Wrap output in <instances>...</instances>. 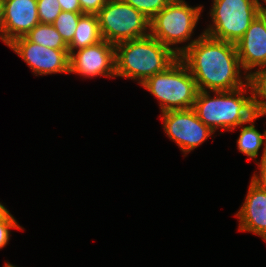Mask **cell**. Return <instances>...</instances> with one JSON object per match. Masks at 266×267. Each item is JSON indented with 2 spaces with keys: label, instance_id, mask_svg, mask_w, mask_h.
Segmentation results:
<instances>
[{
  "label": "cell",
  "instance_id": "4316f807",
  "mask_svg": "<svg viewBox=\"0 0 266 267\" xmlns=\"http://www.w3.org/2000/svg\"><path fill=\"white\" fill-rule=\"evenodd\" d=\"M264 1V3H266V0H263ZM256 2H257V4H258V7H259V10H260V12H266V7H263V3H260L259 2V0H256Z\"/></svg>",
  "mask_w": 266,
  "mask_h": 267
},
{
  "label": "cell",
  "instance_id": "8fae6325",
  "mask_svg": "<svg viewBox=\"0 0 266 267\" xmlns=\"http://www.w3.org/2000/svg\"><path fill=\"white\" fill-rule=\"evenodd\" d=\"M37 0H3L1 40L8 46L39 24Z\"/></svg>",
  "mask_w": 266,
  "mask_h": 267
},
{
  "label": "cell",
  "instance_id": "d4e9b609",
  "mask_svg": "<svg viewBox=\"0 0 266 267\" xmlns=\"http://www.w3.org/2000/svg\"><path fill=\"white\" fill-rule=\"evenodd\" d=\"M3 25V0H0V39Z\"/></svg>",
  "mask_w": 266,
  "mask_h": 267
},
{
  "label": "cell",
  "instance_id": "ffe728a7",
  "mask_svg": "<svg viewBox=\"0 0 266 267\" xmlns=\"http://www.w3.org/2000/svg\"><path fill=\"white\" fill-rule=\"evenodd\" d=\"M39 22L52 24L62 9L58 0H37Z\"/></svg>",
  "mask_w": 266,
  "mask_h": 267
},
{
  "label": "cell",
  "instance_id": "5b68a950",
  "mask_svg": "<svg viewBox=\"0 0 266 267\" xmlns=\"http://www.w3.org/2000/svg\"><path fill=\"white\" fill-rule=\"evenodd\" d=\"M97 16L102 38L114 45L150 35V20L123 0H108Z\"/></svg>",
  "mask_w": 266,
  "mask_h": 267
},
{
  "label": "cell",
  "instance_id": "8992f818",
  "mask_svg": "<svg viewBox=\"0 0 266 267\" xmlns=\"http://www.w3.org/2000/svg\"><path fill=\"white\" fill-rule=\"evenodd\" d=\"M210 11L214 24L209 25L203 33L234 44L261 13L256 0H213Z\"/></svg>",
  "mask_w": 266,
  "mask_h": 267
},
{
  "label": "cell",
  "instance_id": "3957f363",
  "mask_svg": "<svg viewBox=\"0 0 266 267\" xmlns=\"http://www.w3.org/2000/svg\"><path fill=\"white\" fill-rule=\"evenodd\" d=\"M244 93H247L244 86L232 91H216L213 98L208 91H198L193 109L213 132L220 127L233 130L250 123L256 116L252 96Z\"/></svg>",
  "mask_w": 266,
  "mask_h": 267
},
{
  "label": "cell",
  "instance_id": "cb8c5ba5",
  "mask_svg": "<svg viewBox=\"0 0 266 267\" xmlns=\"http://www.w3.org/2000/svg\"><path fill=\"white\" fill-rule=\"evenodd\" d=\"M62 11L81 12L79 0H58Z\"/></svg>",
  "mask_w": 266,
  "mask_h": 267
},
{
  "label": "cell",
  "instance_id": "484cf974",
  "mask_svg": "<svg viewBox=\"0 0 266 267\" xmlns=\"http://www.w3.org/2000/svg\"><path fill=\"white\" fill-rule=\"evenodd\" d=\"M8 213L9 210H7L5 206L0 203V219H3Z\"/></svg>",
  "mask_w": 266,
  "mask_h": 267
},
{
  "label": "cell",
  "instance_id": "ba28073f",
  "mask_svg": "<svg viewBox=\"0 0 266 267\" xmlns=\"http://www.w3.org/2000/svg\"><path fill=\"white\" fill-rule=\"evenodd\" d=\"M161 114L165 133L185 154L201 145L214 133L198 118L193 108L168 110Z\"/></svg>",
  "mask_w": 266,
  "mask_h": 267
},
{
  "label": "cell",
  "instance_id": "d6986e66",
  "mask_svg": "<svg viewBox=\"0 0 266 267\" xmlns=\"http://www.w3.org/2000/svg\"><path fill=\"white\" fill-rule=\"evenodd\" d=\"M140 11L151 20L157 13L165 8L172 0H123Z\"/></svg>",
  "mask_w": 266,
  "mask_h": 267
},
{
  "label": "cell",
  "instance_id": "83f0119b",
  "mask_svg": "<svg viewBox=\"0 0 266 267\" xmlns=\"http://www.w3.org/2000/svg\"><path fill=\"white\" fill-rule=\"evenodd\" d=\"M4 267H16V266H13L12 264H10L9 262H7L6 264H5V266Z\"/></svg>",
  "mask_w": 266,
  "mask_h": 267
},
{
  "label": "cell",
  "instance_id": "52a82bcc",
  "mask_svg": "<svg viewBox=\"0 0 266 267\" xmlns=\"http://www.w3.org/2000/svg\"><path fill=\"white\" fill-rule=\"evenodd\" d=\"M203 6L191 7L185 0H172L150 20V35L177 54L171 45L189 41Z\"/></svg>",
  "mask_w": 266,
  "mask_h": 267
},
{
  "label": "cell",
  "instance_id": "4fadbf2b",
  "mask_svg": "<svg viewBox=\"0 0 266 267\" xmlns=\"http://www.w3.org/2000/svg\"><path fill=\"white\" fill-rule=\"evenodd\" d=\"M236 216L240 231L255 233L266 241V193L252 181Z\"/></svg>",
  "mask_w": 266,
  "mask_h": 267
},
{
  "label": "cell",
  "instance_id": "6da1fadb",
  "mask_svg": "<svg viewBox=\"0 0 266 267\" xmlns=\"http://www.w3.org/2000/svg\"><path fill=\"white\" fill-rule=\"evenodd\" d=\"M177 55L192 74L198 91H232L246 86L240 75L241 65L234 43L202 33Z\"/></svg>",
  "mask_w": 266,
  "mask_h": 267
},
{
  "label": "cell",
  "instance_id": "603a6c76",
  "mask_svg": "<svg viewBox=\"0 0 266 267\" xmlns=\"http://www.w3.org/2000/svg\"><path fill=\"white\" fill-rule=\"evenodd\" d=\"M257 165L260 169V175L254 174L251 181L266 193V159L261 160Z\"/></svg>",
  "mask_w": 266,
  "mask_h": 267
},
{
  "label": "cell",
  "instance_id": "9a60e30c",
  "mask_svg": "<svg viewBox=\"0 0 266 267\" xmlns=\"http://www.w3.org/2000/svg\"><path fill=\"white\" fill-rule=\"evenodd\" d=\"M259 116H255L250 121L249 126L241 127V132L237 140L238 150L249 158L256 159L258 157V151L264 144L261 160L266 159V130L261 134L253 124L254 120ZM265 140V141H264Z\"/></svg>",
  "mask_w": 266,
  "mask_h": 267
},
{
  "label": "cell",
  "instance_id": "44dd1931",
  "mask_svg": "<svg viewBox=\"0 0 266 267\" xmlns=\"http://www.w3.org/2000/svg\"><path fill=\"white\" fill-rule=\"evenodd\" d=\"M11 228L22 229L9 212L3 219H0V249L8 244Z\"/></svg>",
  "mask_w": 266,
  "mask_h": 267
},
{
  "label": "cell",
  "instance_id": "2e32d148",
  "mask_svg": "<svg viewBox=\"0 0 266 267\" xmlns=\"http://www.w3.org/2000/svg\"><path fill=\"white\" fill-rule=\"evenodd\" d=\"M259 68L247 75L245 87L251 89L253 107L256 115L260 117L266 115V65Z\"/></svg>",
  "mask_w": 266,
  "mask_h": 267
},
{
  "label": "cell",
  "instance_id": "30bf717a",
  "mask_svg": "<svg viewBox=\"0 0 266 267\" xmlns=\"http://www.w3.org/2000/svg\"><path fill=\"white\" fill-rule=\"evenodd\" d=\"M69 73L88 78L97 75L115 78V45L103 39L77 52L74 50L69 56Z\"/></svg>",
  "mask_w": 266,
  "mask_h": 267
},
{
  "label": "cell",
  "instance_id": "7a4b0ae2",
  "mask_svg": "<svg viewBox=\"0 0 266 267\" xmlns=\"http://www.w3.org/2000/svg\"><path fill=\"white\" fill-rule=\"evenodd\" d=\"M179 56L169 47L148 35L115 45L116 76L138 80L140 85L149 77L164 71Z\"/></svg>",
  "mask_w": 266,
  "mask_h": 267
},
{
  "label": "cell",
  "instance_id": "277c9868",
  "mask_svg": "<svg viewBox=\"0 0 266 267\" xmlns=\"http://www.w3.org/2000/svg\"><path fill=\"white\" fill-rule=\"evenodd\" d=\"M141 85L159 100L162 112L193 108L198 93L196 81L179 57Z\"/></svg>",
  "mask_w": 266,
  "mask_h": 267
},
{
  "label": "cell",
  "instance_id": "5bb4252c",
  "mask_svg": "<svg viewBox=\"0 0 266 267\" xmlns=\"http://www.w3.org/2000/svg\"><path fill=\"white\" fill-rule=\"evenodd\" d=\"M100 33L99 21L97 14L83 13L80 16L78 25L72 41L68 44L69 55L74 49L79 50L91 45H95L102 41Z\"/></svg>",
  "mask_w": 266,
  "mask_h": 267
},
{
  "label": "cell",
  "instance_id": "ac0fdd59",
  "mask_svg": "<svg viewBox=\"0 0 266 267\" xmlns=\"http://www.w3.org/2000/svg\"><path fill=\"white\" fill-rule=\"evenodd\" d=\"M82 14L81 12L61 11L52 23L67 45L74 37L75 29Z\"/></svg>",
  "mask_w": 266,
  "mask_h": 267
},
{
  "label": "cell",
  "instance_id": "9c48e42d",
  "mask_svg": "<svg viewBox=\"0 0 266 267\" xmlns=\"http://www.w3.org/2000/svg\"><path fill=\"white\" fill-rule=\"evenodd\" d=\"M10 47L31 68L33 73L47 75L52 73H69V50L53 49L21 37L12 41Z\"/></svg>",
  "mask_w": 266,
  "mask_h": 267
},
{
  "label": "cell",
  "instance_id": "7402d4cb",
  "mask_svg": "<svg viewBox=\"0 0 266 267\" xmlns=\"http://www.w3.org/2000/svg\"><path fill=\"white\" fill-rule=\"evenodd\" d=\"M108 0H79L81 13L97 14Z\"/></svg>",
  "mask_w": 266,
  "mask_h": 267
},
{
  "label": "cell",
  "instance_id": "7c38bea8",
  "mask_svg": "<svg viewBox=\"0 0 266 267\" xmlns=\"http://www.w3.org/2000/svg\"><path fill=\"white\" fill-rule=\"evenodd\" d=\"M245 81L250 70L266 65V14L261 12L252 21L243 37L235 43ZM249 70V72H248ZM248 73H247V72Z\"/></svg>",
  "mask_w": 266,
  "mask_h": 267
},
{
  "label": "cell",
  "instance_id": "e0dca14e",
  "mask_svg": "<svg viewBox=\"0 0 266 267\" xmlns=\"http://www.w3.org/2000/svg\"><path fill=\"white\" fill-rule=\"evenodd\" d=\"M29 41L53 49H68L61 34L52 24H37L26 36Z\"/></svg>",
  "mask_w": 266,
  "mask_h": 267
}]
</instances>
